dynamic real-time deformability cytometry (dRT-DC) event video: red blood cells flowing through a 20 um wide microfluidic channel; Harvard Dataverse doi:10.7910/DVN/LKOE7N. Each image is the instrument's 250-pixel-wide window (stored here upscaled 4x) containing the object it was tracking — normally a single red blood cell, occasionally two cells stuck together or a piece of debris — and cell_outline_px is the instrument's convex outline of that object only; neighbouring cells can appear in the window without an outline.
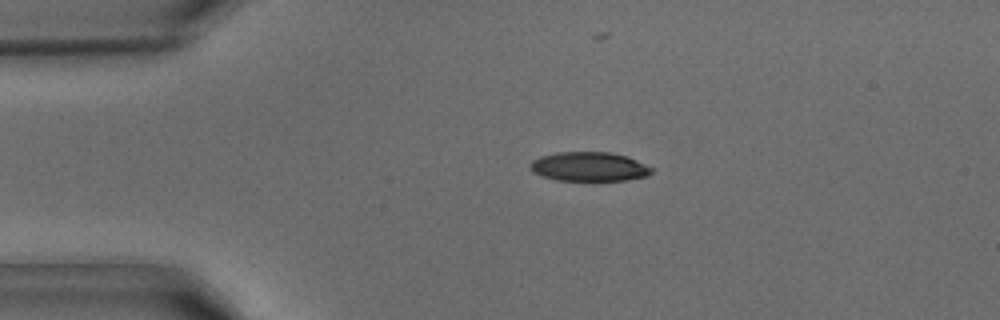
{"species": "common noctule bat (a hibernating species)", "species_latin": "Nyctalus noctula", "temperature_condition": "warm", "stored_images_in_passage": 34, "camera_frame_rate_fps": 3000, "um_per_image_px": 0.085, "animal": {"sex": "male", "body_mass_g": 15.6}, "frame": {"image": 1, "passage_image": 1, "time_ms": 0.0, "image_size_px": [1000, 320], "cell_outline_px": [[652, 172], [648, 176], [628, 180], [556, 180], [532, 172], [532, 160], [540, 156], [556, 152], [608, 152], [628, 156], [652, 168]], "centroid_in_image_um": [50.1, 14.16], "position_along_channel_um": 34.9, "area_um2": 20.52}}
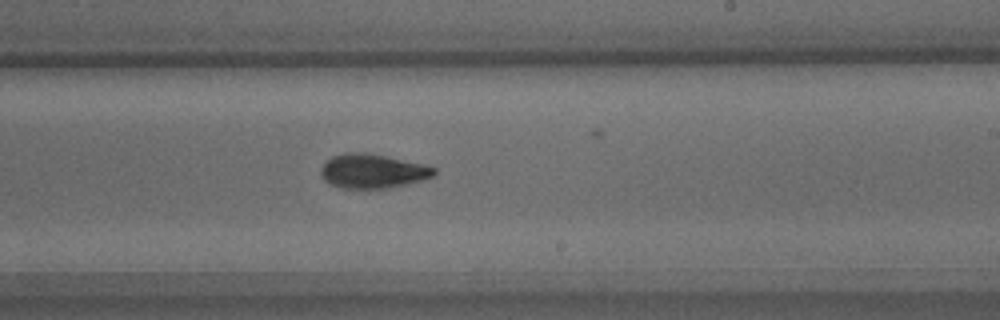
{"frame": {"image": 2, "passage_image": 17, "time_ms": 5.333, "image_size_px": [1000, 320], "cell_outline_px": [[436, 172], [432, 176], [420, 180], [388, 188], [340, 188], [324, 180], [320, 176], [320, 168], [332, 156], [344, 152], [364, 152], [424, 164], [436, 168]], "centroid_in_image_um": [31.63, 14.54], "position_along_channel_um": 257.4, "area_um2": 22.37}}
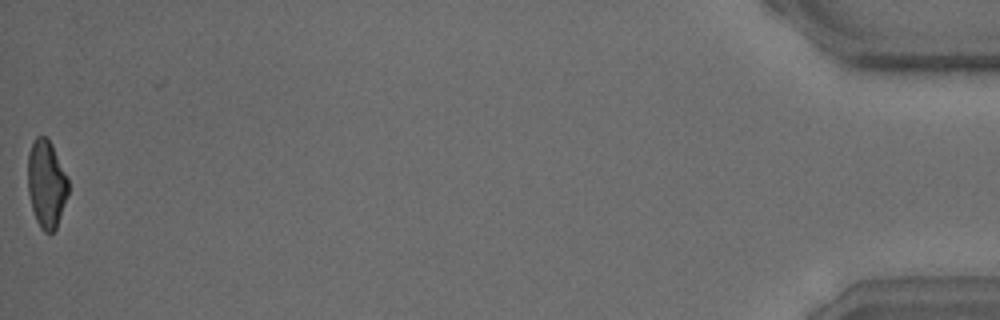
{"frame": {"image": 3, "passage_image": 34, "time_ms": 11.0, "image_size_px": [1000, 320], "cell_outline_px": [[68, 196], [56, 228], [52, 232], [44, 232], [40, 228], [36, 220], [32, 208], [28, 192], [28, 152], [32, 140], [36, 136], [44, 136], [52, 144], [68, 176]], "centroid_in_image_um": [3.95, 15.61], "position_along_channel_um": 431.3, "area_um2": 20.87}}